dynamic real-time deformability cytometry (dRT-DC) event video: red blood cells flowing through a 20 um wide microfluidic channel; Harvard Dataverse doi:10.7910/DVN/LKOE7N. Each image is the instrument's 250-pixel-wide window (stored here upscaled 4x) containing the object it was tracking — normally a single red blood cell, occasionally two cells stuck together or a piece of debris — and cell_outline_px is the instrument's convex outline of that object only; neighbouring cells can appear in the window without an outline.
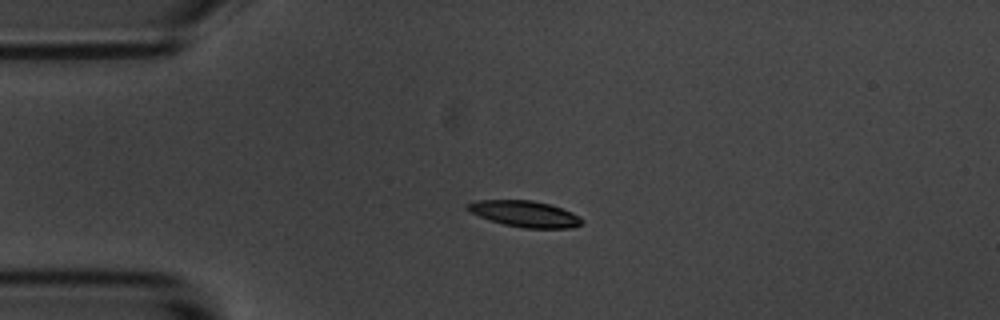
{"species": "common noctule bat (a hibernating species)", "species_latin": "Nyctalus noctula", "temperature_condition": "room temperature", "stored_images_in_passage": 5, "camera_frame_rate_fps": 3000, "um_per_image_px": 0.085, "animal": {"sex": "male", "body_mass_g": 20.1, "forearm_length_mm": 53.5}, "frame": {"image": 1, "passage_image": 3, "time_ms": 2.333, "image_size_px": [1000, 320], "cell_outline_px": [[584, 220], [580, 224], [572, 228], [524, 228], [504, 224], [480, 216], [464, 208], [464, 204], [476, 200], [532, 200], [548, 204], [572, 212], [580, 216]], "centroid_in_image_um": [44.6, 18.17], "position_along_channel_um": 40.4, "area_um2": 17.34}}